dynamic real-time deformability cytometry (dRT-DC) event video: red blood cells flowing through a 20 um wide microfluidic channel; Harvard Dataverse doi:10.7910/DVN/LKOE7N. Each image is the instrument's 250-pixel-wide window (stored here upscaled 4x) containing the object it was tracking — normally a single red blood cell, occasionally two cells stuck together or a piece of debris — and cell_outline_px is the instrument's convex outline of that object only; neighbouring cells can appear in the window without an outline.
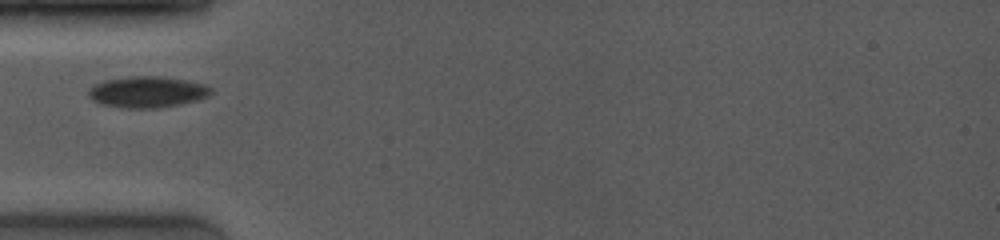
{"species": "common noctule bat (a hibernating species)", "species_latin": "Nyctalus noctula", "temperature_condition": "room temperature", "stored_images_in_passage": 4, "camera_frame_rate_fps": 4000, "um_per_image_px": 0.085, "animal": {"sex": "female", "body_mass_g": 19.0, "forearm_length_mm": 53.3}, "frame": {"image": 1, "passage_image": 1, "time_ms": 0.0, "image_size_px": [1000, 240], "cell_outline_px": [[212, 92], [208, 96], [196, 100], [156, 108], [120, 108], [100, 104], [92, 100], [88, 96], [88, 92], [96, 84], [104, 80], [128, 76], [156, 76], [188, 80], [208, 84], [212, 88]], "centroid_in_image_um": [12.52, 7.81], "position_along_channel_um": 72.5, "area_um2": 22.31}}
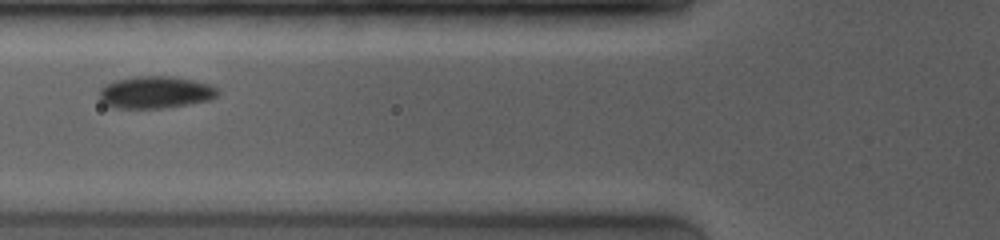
{"frame": {"image": 2, "passage_image": 2, "time_ms": 1.0, "image_size_px": [1000, 240], "cell_outline_px": [[220, 92], [216, 96], [208, 100], [188, 104], [164, 108], [112, 108], [104, 104], [100, 100], [100, 88], [116, 80], [136, 76], [172, 76], [192, 80], [208, 84], [216, 88]], "centroid_in_image_um": [13.19, 7.85], "position_along_channel_um": 112.6, "area_um2": 22.08}}
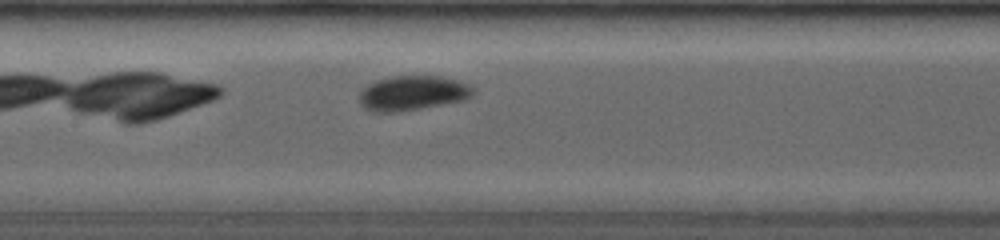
{"frame": {"image": 3, "passage_image": 4, "time_ms": 2.5, "image_size_px": [1000, 240], "cell_outline_px": [[472, 96], [464, 100], [420, 108], [396, 112], [372, 112], [364, 108], [360, 104], [360, 92], [368, 84], [376, 80], [388, 76], [440, 76], [460, 80], [468, 84], [472, 88]], "centroid_in_image_um": [35.04, 7.9], "position_along_channel_um": 172.4, "area_um2": 23.0}}